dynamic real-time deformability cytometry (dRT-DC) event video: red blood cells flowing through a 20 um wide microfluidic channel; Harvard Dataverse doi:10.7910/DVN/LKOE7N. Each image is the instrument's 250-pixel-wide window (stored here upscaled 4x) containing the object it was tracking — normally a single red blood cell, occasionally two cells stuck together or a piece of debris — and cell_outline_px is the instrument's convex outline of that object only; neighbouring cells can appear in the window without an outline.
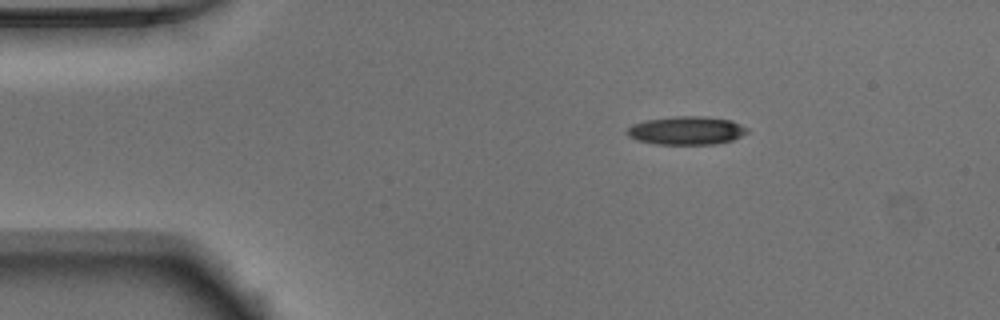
{"species": "Egyptian fruit bat (a non-hibernating species)", "species_latin": "Rousettus aegyptiacus", "temperature_condition": "warm", "stored_images_in_passage": 44, "camera_frame_rate_fps": 3000, "um_per_image_px": 0.085, "animal": {"sex": "male"}, "frame": {"image": 1, "passage_image": 1, "time_ms": 0.0, "image_size_px": [1000, 320], "cell_outline_px": [[748, 132], [732, 140], [712, 144], [656, 144], [636, 140], [628, 136], [628, 128], [632, 124], [644, 120], [676, 116], [704, 116], [732, 120], [748, 128]], "centroid_in_image_um": [58.34, 11.08], "position_along_channel_um": 26.7, "area_um2": 19.83}}
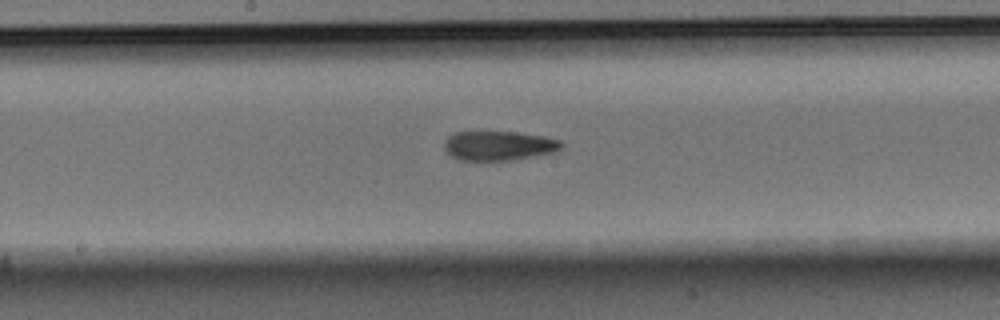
{"frame": {"image": 2, "passage_image": 19, "time_ms": 6.0, "image_size_px": [1000, 320], "cell_outline_px": [[564, 144], [560, 148], [552, 152], [508, 160], [460, 160], [452, 156], [444, 148], [444, 144], [448, 136], [456, 132], [516, 132], [544, 136], [560, 140]], "centroid_in_image_um": [42.38, 12.37], "position_along_channel_um": 205.8, "area_um2": 19.71}}
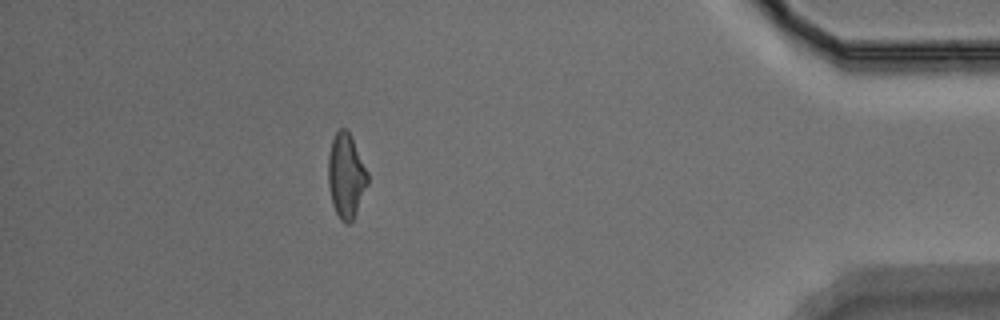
{"frame": {"image": 3, "passage_image": 38, "time_ms": 12.333, "image_size_px": [1000, 320], "cell_outline_px": [[368, 184], [356, 212], [352, 220], [348, 224], [344, 224], [340, 220], [332, 204], [328, 184], [328, 156], [332, 140], [336, 132], [340, 128], [344, 128], [352, 136], [368, 172]], "centroid_in_image_um": [29.41, 14.94], "position_along_channel_um": 405.8, "area_um2": 19.48}, "authors_computed_cell_mechanics": {"area_um2": 20.23, "velocity_mm_per_s": 3.942, "shape_relaxation_time_tau1_ms": null, "shape_relaxation_time_tau2_ms": 4.1812, "deformation_change_tau1": null, "deformation_change_tau2": 0.1446}}